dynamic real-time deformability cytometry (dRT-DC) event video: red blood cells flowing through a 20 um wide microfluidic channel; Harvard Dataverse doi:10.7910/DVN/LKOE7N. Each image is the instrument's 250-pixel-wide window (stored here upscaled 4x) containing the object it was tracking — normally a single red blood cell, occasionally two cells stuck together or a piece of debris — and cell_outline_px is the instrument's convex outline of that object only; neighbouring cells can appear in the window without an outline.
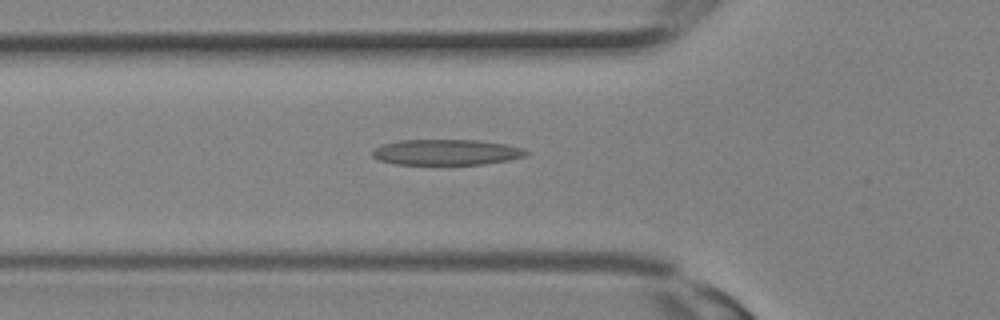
{"species": "Egyptian fruit bat (a non-hibernating species)", "species_latin": "Rousettus aegyptiacus", "temperature_condition": "room temperature", "stored_images_in_passage": 18, "segment_of_instrument_passage": [1, 2], "camera_frame_rate_fps": 3000, "um_per_image_px": 0.085, "animal": {"sex": "female"}, "frame": {"image": 1, "passage_image": 2, "time_ms": 0.333, "image_size_px": [1000, 320], "cell_outline_px": [[532, 152], [528, 156], [508, 160], [484, 164], [396, 164], [380, 160], [372, 156], [372, 148], [384, 144], [400, 140], [476, 140], [504, 144], [524, 148]], "centroid_in_image_um": [37.98, 12.94], "position_along_channel_um": 87.8, "area_um2": 23.06}}
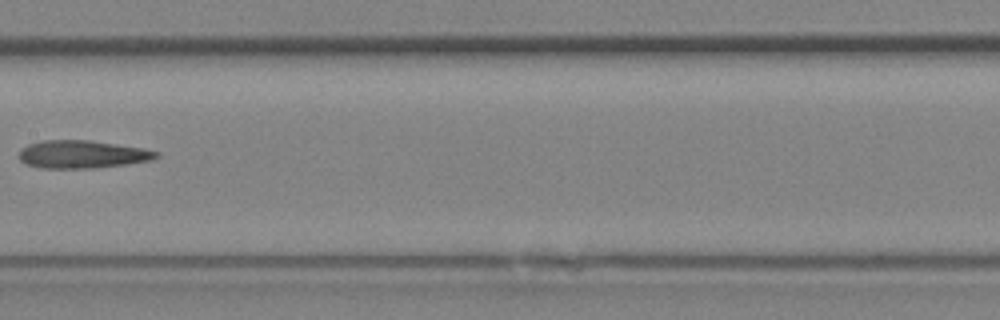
{"frame": {"image": 2, "passage_image": 7, "time_ms": 2.0, "image_size_px": [1000, 320], "cell_outline_px": [[160, 156], [152, 160], [124, 164], [92, 168], [40, 168], [28, 164], [20, 160], [20, 152], [28, 144], [40, 140], [88, 140], [144, 148], [160, 152]], "centroid_in_image_um": [7.02, 13.11], "position_along_channel_um": 200.4, "area_um2": 22.14}}
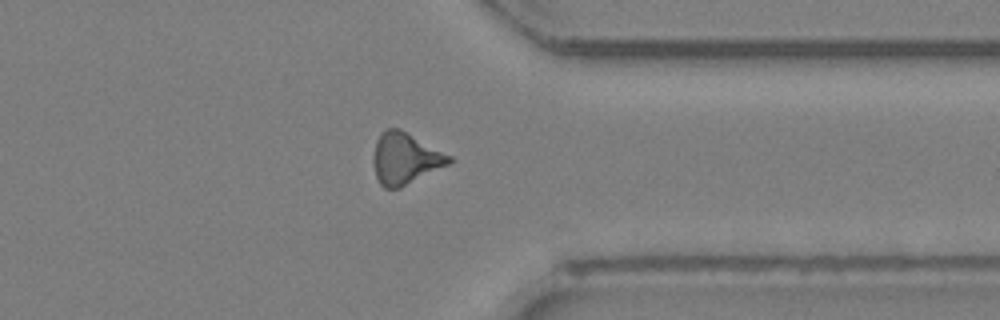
{"frame": {"image": 3, "passage_image": 15, "time_ms": 4.667, "image_size_px": [1000, 320], "cell_outline_px": [[456, 160], [452, 164], [400, 188], [384, 188], [380, 184], [376, 176], [372, 160], [376, 140], [380, 132], [384, 128], [400, 128], [452, 156]], "centroid_in_image_um": [34.47, 13.47], "position_along_channel_um": 376.9, "area_um2": 23.24}}